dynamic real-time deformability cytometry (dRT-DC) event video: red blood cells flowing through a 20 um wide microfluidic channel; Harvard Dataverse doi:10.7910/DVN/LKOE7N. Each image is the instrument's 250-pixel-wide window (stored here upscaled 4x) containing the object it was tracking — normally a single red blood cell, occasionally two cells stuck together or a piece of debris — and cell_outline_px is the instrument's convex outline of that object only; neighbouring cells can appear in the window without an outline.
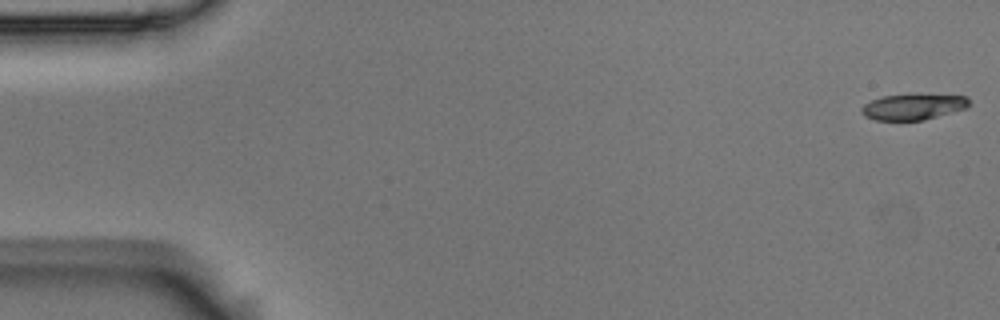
{"species": "Egyptian fruit bat (a non-hibernating species)", "species_latin": "Rousettus aegyptiacus", "temperature_condition": "room temperature", "stored_images_in_passage": 9, "camera_frame_rate_fps": 3000, "um_per_image_px": 0.085, "animal": {"sex": "male"}, "frame": {"image": 1, "passage_image": 1, "time_ms": 0.0, "image_size_px": [1000, 320], "cell_outline_px": [[968, 104], [964, 108], [924, 120], [876, 120], [864, 116], [860, 112], [860, 108], [864, 104], [872, 100], [884, 96], [916, 92], [968, 96]], "centroid_in_image_um": [77.59, 9.03], "position_along_channel_um": 7.4, "area_um2": 16.65}}